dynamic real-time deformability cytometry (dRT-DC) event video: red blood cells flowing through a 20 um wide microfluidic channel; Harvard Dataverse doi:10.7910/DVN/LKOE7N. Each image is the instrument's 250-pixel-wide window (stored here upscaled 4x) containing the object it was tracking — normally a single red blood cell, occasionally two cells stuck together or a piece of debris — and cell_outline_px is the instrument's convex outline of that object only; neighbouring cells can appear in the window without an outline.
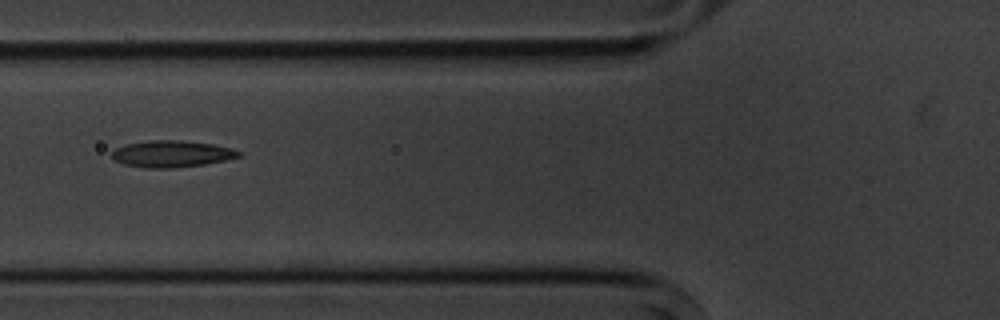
{"species": "common noctule bat (a hibernating species)", "species_latin": "Nyctalus noctula", "temperature_condition": "cold", "stored_images_in_passage": 15, "camera_frame_rate_fps": 3000, "um_per_image_px": 0.085, "animal": {"sex": "male", "body_mass_g": 20.1, "forearm_length_mm": 53.5}, "frame": {"image": 1, "passage_image": 6, "time_ms": 6.667, "image_size_px": [1000, 320], "cell_outline_px": [[244, 156], [204, 164], [172, 168], [144, 168], [124, 164], [116, 160], [112, 156], [112, 152], [116, 148], [124, 144], [152, 140], [184, 140], [212, 144], [232, 148], [244, 152]], "centroid_in_image_um": [14.64, 13.07], "position_along_channel_um": 111.2, "area_um2": 19.83}}
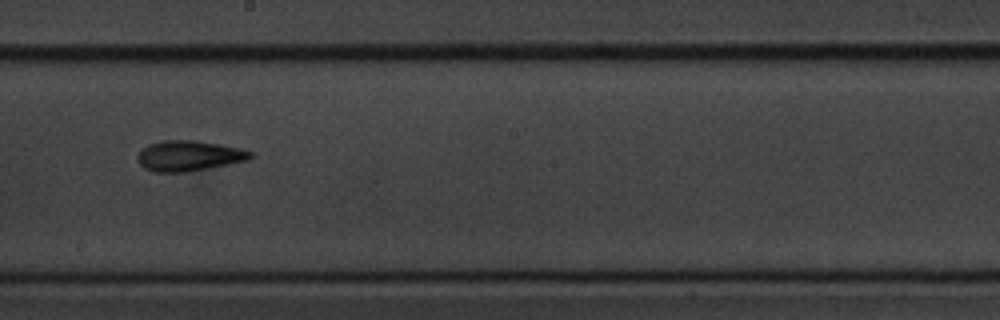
{"frame": {"image": 2, "passage_image": 9, "time_ms": 10.0, "image_size_px": [1000, 320], "cell_outline_px": [[252, 156], [248, 160], [228, 164], [184, 172], [156, 172], [144, 168], [140, 164], [140, 152], [148, 144], [160, 140], [196, 140], [220, 144], [240, 148], [252, 152]], "centroid_in_image_um": [16.08, 13.23], "position_along_channel_um": 232.1, "area_um2": 19.71}}
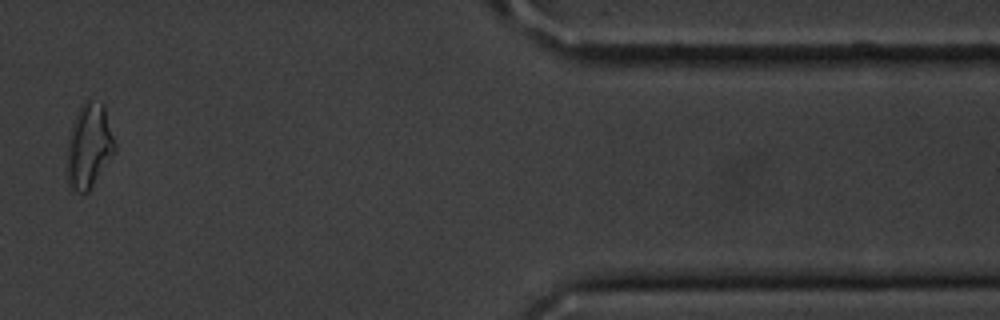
{"frame": {"image": 3, "passage_image": 14, "time_ms": 16.0, "image_size_px": [1000, 320], "cell_outline_px": [[116, 152], [88, 192], [72, 192], [68, 184], [68, 136], [80, 104], [88, 96], [104, 104], [116, 144]], "centroid_in_image_um": [7.59, 12.36], "position_along_channel_um": 403.8, "area_um2": 23.93}, "authors_computed_cell_mechanics": {"area_um2": 19.7098, "velocity_mm_per_s": 3.5984, "shape_relaxation_time_tau1_ms": 5.4809, "shape_relaxation_time_tau2_ms": 10.5715, "deformation_change_tau1": 0.1261, "deformation_change_tau2": 0.2042}}